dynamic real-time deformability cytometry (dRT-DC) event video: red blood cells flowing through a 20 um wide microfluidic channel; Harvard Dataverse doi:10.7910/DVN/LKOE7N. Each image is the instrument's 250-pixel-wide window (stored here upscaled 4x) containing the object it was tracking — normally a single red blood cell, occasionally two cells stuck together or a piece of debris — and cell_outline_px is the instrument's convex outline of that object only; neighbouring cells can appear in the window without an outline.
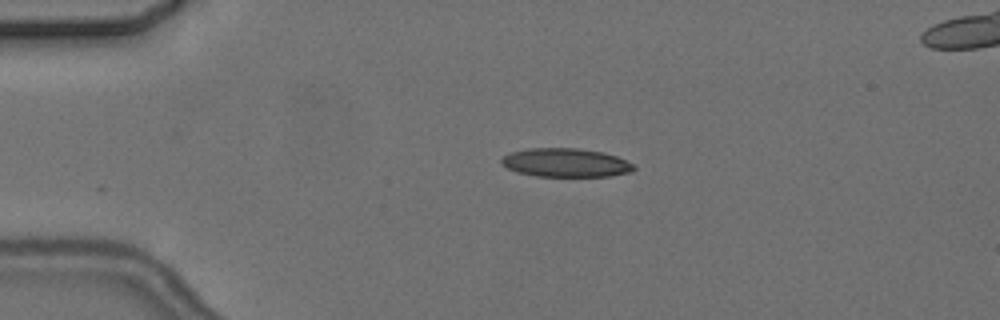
{"species": "common noctule bat (a hibernating species)", "species_latin": "Nyctalus noctula", "temperature_condition": "cold", "stored_images_in_passage": 3, "camera_frame_rate_fps": 3000, "um_per_image_px": 0.085, "animal": {"sex": "female", "body_mass_g": 24.6, "forearm_length_mm": 56.2}, "frame": {"image": 1, "passage_image": 1, "time_ms": 0.0, "image_size_px": [1000, 320], "cell_outline_px": [[636, 168], [632, 172], [612, 176], [536, 176], [516, 172], [500, 164], [500, 160], [504, 156], [512, 152], [528, 148], [580, 148], [604, 152], [616, 156], [632, 164]], "centroid_in_image_um": [48.08, 13.83], "position_along_channel_um": 36.9, "area_um2": 22.2}}